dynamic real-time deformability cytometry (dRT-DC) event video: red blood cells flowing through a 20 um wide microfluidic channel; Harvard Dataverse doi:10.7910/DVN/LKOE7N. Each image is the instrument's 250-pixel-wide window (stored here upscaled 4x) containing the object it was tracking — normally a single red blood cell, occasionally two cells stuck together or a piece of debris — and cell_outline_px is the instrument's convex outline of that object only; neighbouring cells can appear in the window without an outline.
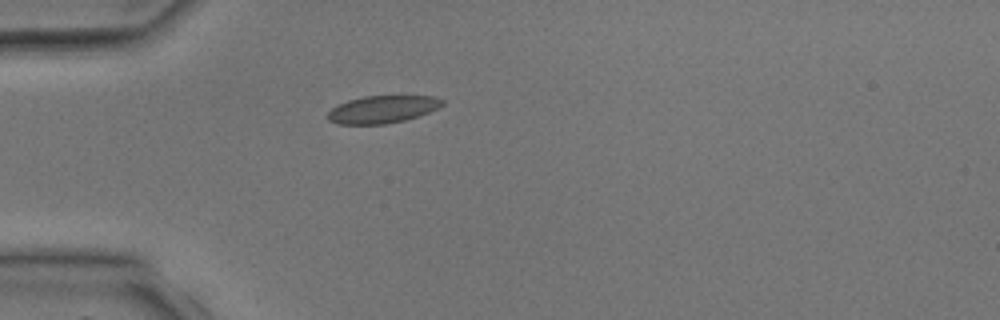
{"species": "common noctule bat (a hibernating species)", "species_latin": "Nyctalus noctula", "temperature_condition": "room temperature", "stored_images_in_passage": 2, "camera_frame_rate_fps": 3000, "um_per_image_px": 0.085, "animal": {"sex": "male", "body_mass_g": 17.9, "forearm_length_mm": 54.2}, "frame": {"image": 1, "passage_image": 2, "time_ms": 1.333, "image_size_px": [1000, 320], "cell_outline_px": [[444, 104], [428, 112], [404, 120], [384, 124], [336, 124], [328, 120], [328, 112], [332, 108], [348, 100], [364, 96], [432, 96], [444, 100]], "centroid_in_image_um": [32.48, 9.29], "position_along_channel_um": 52.5, "area_um2": 18.09}}